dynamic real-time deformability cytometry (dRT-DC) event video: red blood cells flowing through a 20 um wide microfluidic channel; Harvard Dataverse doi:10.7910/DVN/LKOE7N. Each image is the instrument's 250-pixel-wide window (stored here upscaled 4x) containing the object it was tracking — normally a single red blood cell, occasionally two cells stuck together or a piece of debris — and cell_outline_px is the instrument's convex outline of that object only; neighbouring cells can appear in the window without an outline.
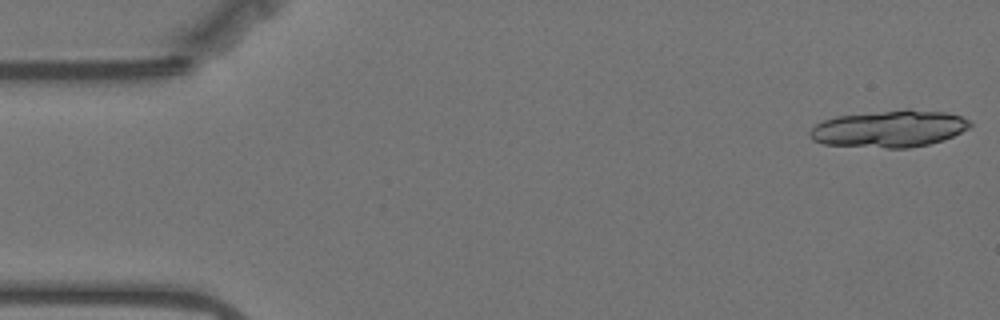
{"species": "Egyptian fruit bat (a non-hibernating species)", "species_latin": "Rousettus aegyptiacus", "temperature_condition": "warm", "stored_images_in_passage": 21, "camera_frame_rate_fps": 3000, "um_per_image_px": 0.085, "animal": {"sex": "female"}, "frame": {"image": 1, "passage_image": 1, "time_ms": 0.0, "image_size_px": [1000, 320], "cell_outline_px": [[972, 124], [968, 128], [944, 140], [928, 144], [908, 148], [884, 148], [824, 144], [812, 140], [808, 136], [808, 132], [816, 124], [824, 120], [836, 116], [908, 108], [948, 112], [960, 116], [968, 120]], "centroid_in_image_um": [75.58, 10.93], "position_along_channel_um": 9.4, "area_um2": 34.68}}